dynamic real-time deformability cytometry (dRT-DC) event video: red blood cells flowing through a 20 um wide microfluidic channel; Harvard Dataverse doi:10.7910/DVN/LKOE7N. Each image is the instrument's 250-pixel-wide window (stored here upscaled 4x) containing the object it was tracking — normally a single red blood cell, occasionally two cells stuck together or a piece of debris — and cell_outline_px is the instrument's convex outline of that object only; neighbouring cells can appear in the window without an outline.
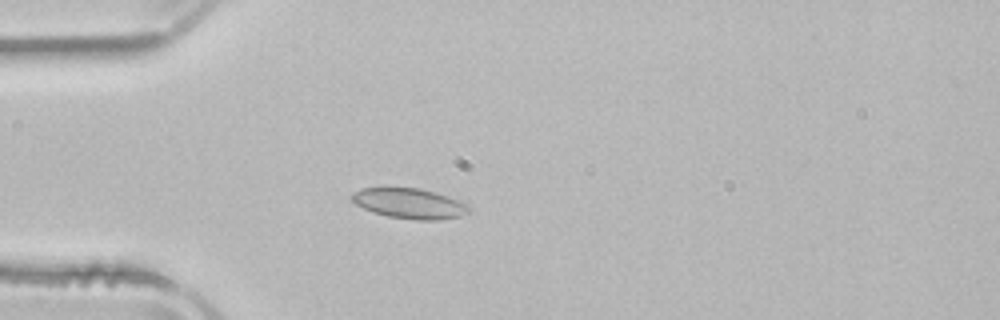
{"species": "common noctule bat (a hibernating species)", "species_latin": "Nyctalus noctula", "temperature_condition": "room temperature", "stored_images_in_passage": 53, "camera_frame_rate_fps": 3000, "um_per_image_px": 0.085, "animal": {"sex": "male", "body_mass_g": 21.5, "forearm_length_mm": 52.0}, "frame": {"image": 1, "passage_image": 15, "time_ms": 4.667, "image_size_px": [1000, 320], "cell_outline_px": [[472, 208], [468, 212], [460, 216], [440, 220], [416, 220], [388, 216], [372, 212], [356, 204], [348, 196], [352, 192], [360, 188], [420, 188], [436, 192], [460, 200], [468, 204]], "centroid_in_image_um": [34.82, 17.29], "position_along_channel_um": 50.2, "area_um2": 20.87}}
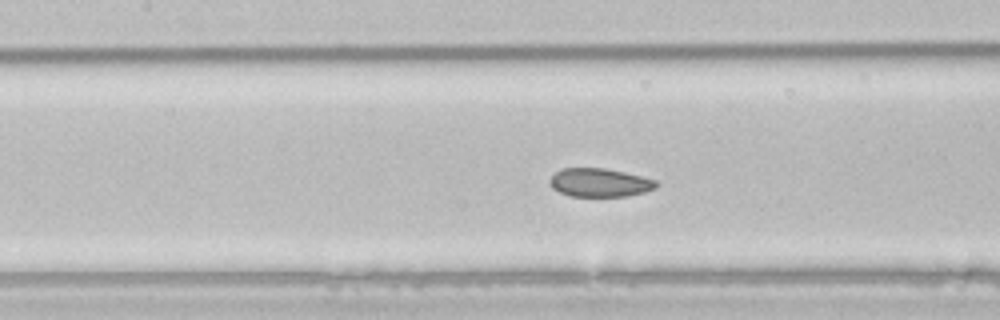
{"frame": {"image": 2, "passage_image": 24, "time_ms": 7.667, "image_size_px": [1000, 320], "cell_outline_px": [[660, 184], [656, 188], [644, 192], [628, 196], [568, 196], [552, 188], [548, 180], [560, 168], [604, 168], [624, 172], [656, 180]], "centroid_in_image_um": [50.97, 15.52], "position_along_channel_um": 156.4, "area_um2": 17.74}}
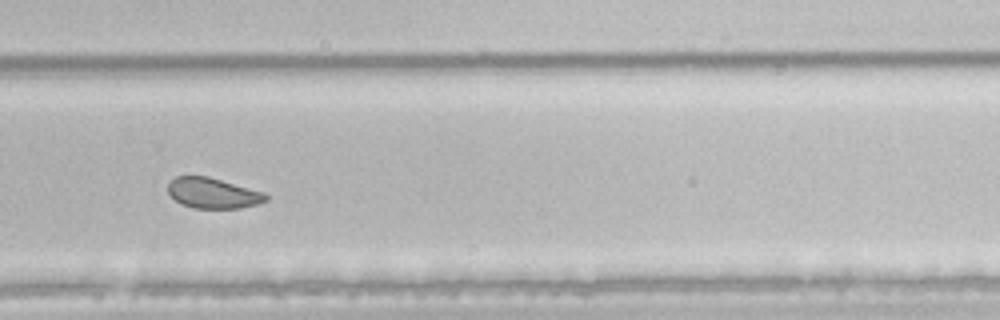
{"frame": {"image": 3, "passage_image": 36, "time_ms": 11.667, "image_size_px": [1000, 320], "cell_outline_px": [[268, 200], [260, 204], [240, 208], [192, 208], [176, 200], [168, 192], [168, 184], [176, 176], [208, 176], [264, 192], [268, 196]], "centroid_in_image_um": [18.14, 16.42], "position_along_channel_um": 311.7, "area_um2": 17.34}, "authors_computed_cell_mechanics": {"area_um2": 20.6924, "velocity_mm_per_s": 3.9016, "shape_relaxation_time_tau1_ms": 5.0411, "shape_relaxation_time_tau2_ms": 2.383, "deformation_change_tau1": 0.0761, "deformation_change_tau2": 0.0501}}